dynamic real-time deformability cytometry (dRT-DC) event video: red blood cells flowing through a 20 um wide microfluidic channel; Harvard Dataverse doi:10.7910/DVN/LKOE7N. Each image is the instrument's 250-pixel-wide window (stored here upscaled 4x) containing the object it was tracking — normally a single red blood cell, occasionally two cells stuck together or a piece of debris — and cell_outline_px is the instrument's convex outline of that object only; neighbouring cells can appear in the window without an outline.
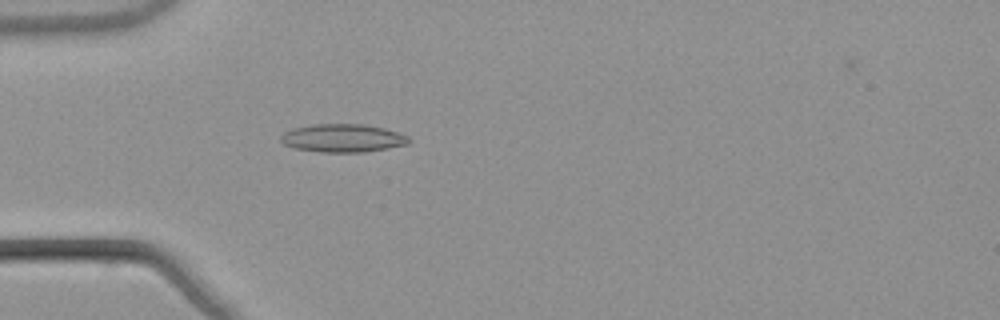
{"species": "common noctule bat (a hibernating species)", "species_latin": "Nyctalus noctula", "temperature_condition": "warm", "stored_images_in_passage": 40, "camera_frame_rate_fps": 3000, "um_per_image_px": 0.085, "animal": {"sex": "male", "body_mass_g": 21.5, "forearm_length_mm": 52.0}, "frame": {"image": 1, "passage_image": 3, "time_ms": 0.667, "image_size_px": [1000, 320], "cell_outline_px": [[412, 140], [408, 144], [388, 148], [364, 152], [320, 152], [296, 148], [284, 144], [280, 140], [280, 136], [284, 132], [292, 128], [312, 124], [364, 124], [384, 128], [400, 132], [408, 136]], "centroid_in_image_um": [29.16, 11.73], "position_along_channel_um": 55.8, "area_um2": 21.15}}
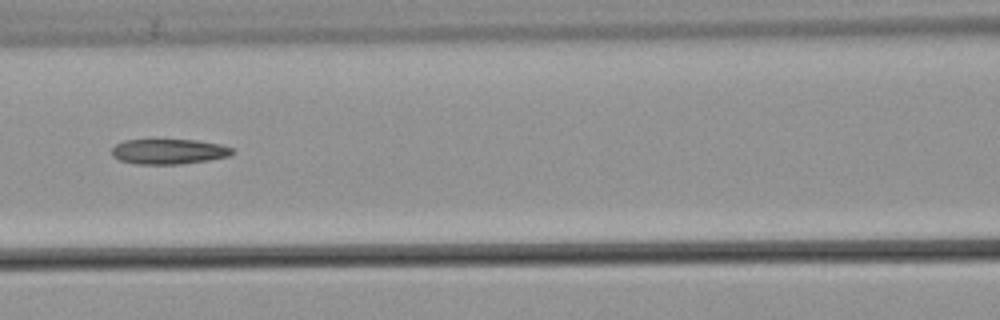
{"frame": {"image": 2, "passage_image": 11, "time_ms": 3.333, "image_size_px": [1000, 320], "cell_outline_px": [[236, 152], [228, 156], [208, 160], [180, 164], [136, 164], [120, 160], [112, 156], [112, 148], [116, 144], [124, 140], [196, 140], [220, 144], [232, 148]], "centroid_in_image_um": [14.34, 12.88], "position_along_channel_um": 152.3, "area_um2": 17.63}}
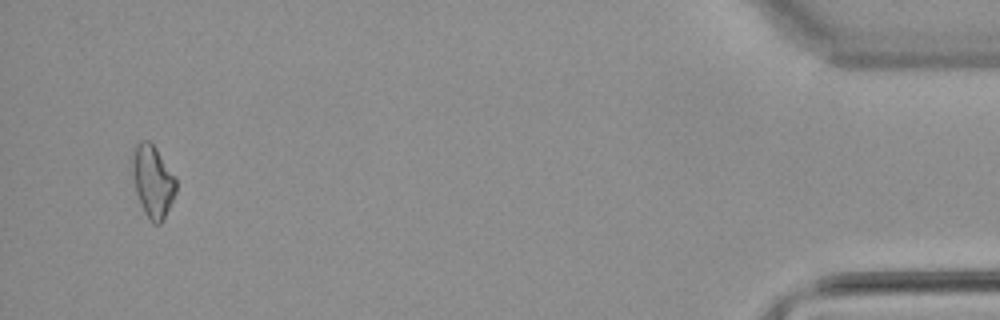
{"frame": {"image": 3, "passage_image": 38, "time_ms": 12.333, "image_size_px": [1000, 320], "cell_outline_px": [[176, 192], [160, 224], [152, 224], [144, 212], [140, 204], [136, 192], [132, 176], [132, 148], [140, 140], [148, 140], [156, 148], [176, 180]], "centroid_in_image_um": [12.94, 15.39], "position_along_channel_um": 422.3, "area_um2": 18.21}}